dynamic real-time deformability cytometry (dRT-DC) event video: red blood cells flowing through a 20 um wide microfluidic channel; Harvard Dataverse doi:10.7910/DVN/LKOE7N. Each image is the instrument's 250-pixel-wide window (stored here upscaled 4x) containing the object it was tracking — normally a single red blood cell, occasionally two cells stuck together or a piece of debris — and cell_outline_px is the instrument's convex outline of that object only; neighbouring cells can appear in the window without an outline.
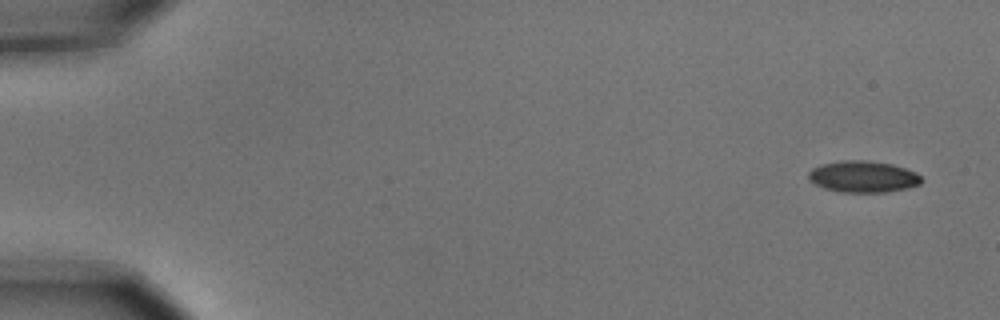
{"species": "common noctule bat (a hibernating species)", "species_latin": "Nyctalus noctula", "temperature_condition": "cold", "stored_images_in_passage": 5, "camera_frame_rate_fps": 3000, "um_per_image_px": 0.085, "animal": {"sex": "male", "body_mass_g": 15.6}, "frame": {"image": 1, "passage_image": 1, "time_ms": 0.0, "image_size_px": [1000, 320], "cell_outline_px": [[924, 180], [920, 184], [908, 188], [884, 192], [840, 192], [824, 188], [816, 184], [808, 176], [808, 172], [812, 168], [820, 164], [840, 160], [864, 160], [892, 164], [916, 172]], "centroid_in_image_um": [73.37, 15.01], "position_along_channel_um": 11.6, "area_um2": 20.75}}
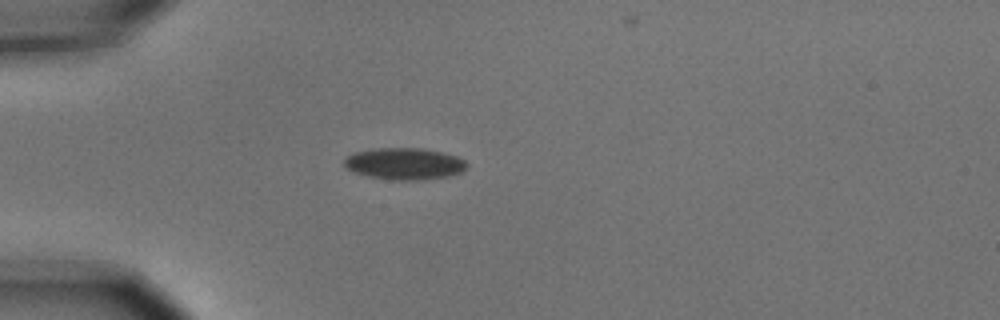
{"frame": {"image": 2, "passage_image": 4, "time_ms": 1.0, "image_size_px": [1000, 320], "cell_outline_px": [[468, 164], [460, 172], [448, 176], [420, 180], [396, 180], [368, 176], [352, 172], [344, 164], [344, 160], [352, 152], [372, 148], [424, 148], [444, 152], [456, 156], [464, 160]], "centroid_in_image_um": [34.35, 13.9], "position_along_channel_um": 50.6, "area_um2": 22.72}}